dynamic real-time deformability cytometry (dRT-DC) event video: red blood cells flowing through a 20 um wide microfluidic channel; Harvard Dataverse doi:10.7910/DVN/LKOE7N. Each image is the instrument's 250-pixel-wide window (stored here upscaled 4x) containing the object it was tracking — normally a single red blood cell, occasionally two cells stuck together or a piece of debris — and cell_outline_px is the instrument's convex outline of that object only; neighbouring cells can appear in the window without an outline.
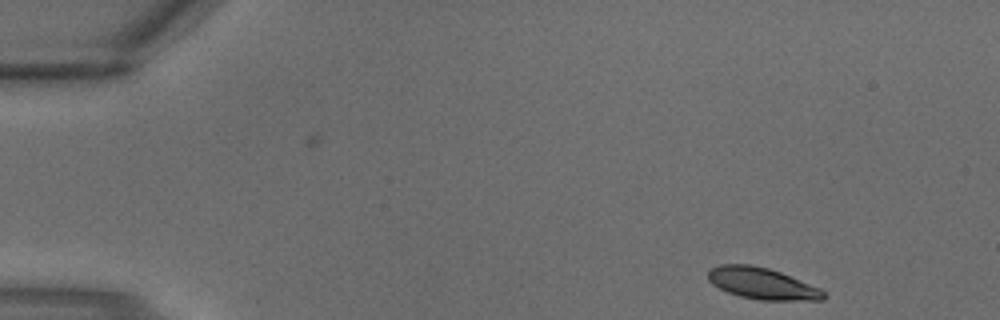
{"species": "common noctule bat (a hibernating species)", "species_latin": "Nyctalus noctula", "temperature_condition": "warm", "stored_images_in_passage": 3, "camera_frame_rate_fps": 3000, "um_per_image_px": 0.085, "animal": {"sex": "male", "body_mass_g": 18.8}, "frame": {"image": 1, "passage_image": 1, "time_ms": 0.0, "image_size_px": [1000, 320], "cell_outline_px": [[828, 296], [824, 300], [760, 300], [740, 296], [728, 292], [712, 284], [708, 280], [708, 272], [712, 268], [720, 264], [752, 264], [768, 268], [780, 272], [820, 288]], "centroid_in_image_um": [64.79, 24.09], "position_along_channel_um": 20.2, "area_um2": 21.15}}
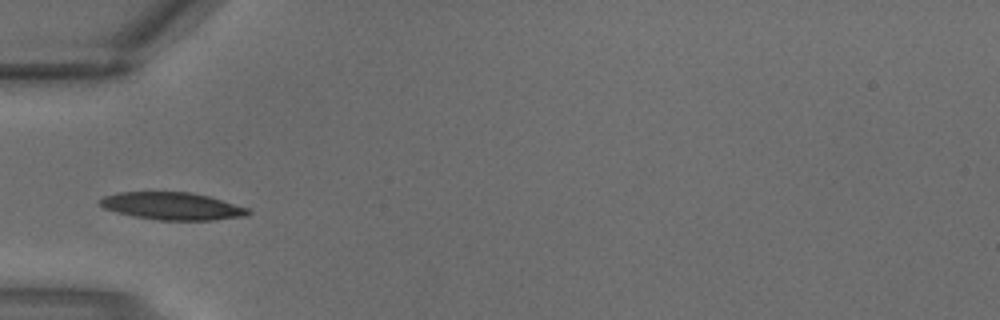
{"frame": {"image": 2, "passage_image": 3, "time_ms": 0.667, "image_size_px": [1000, 320], "cell_outline_px": [[252, 212], [248, 216], [216, 220], [160, 220], [136, 216], [116, 212], [104, 208], [96, 200], [104, 196], [116, 192], [192, 192], [208, 196], [248, 208]], "centroid_in_image_um": [14.64, 17.51], "position_along_channel_um": 70.4, "area_um2": 23.76}}